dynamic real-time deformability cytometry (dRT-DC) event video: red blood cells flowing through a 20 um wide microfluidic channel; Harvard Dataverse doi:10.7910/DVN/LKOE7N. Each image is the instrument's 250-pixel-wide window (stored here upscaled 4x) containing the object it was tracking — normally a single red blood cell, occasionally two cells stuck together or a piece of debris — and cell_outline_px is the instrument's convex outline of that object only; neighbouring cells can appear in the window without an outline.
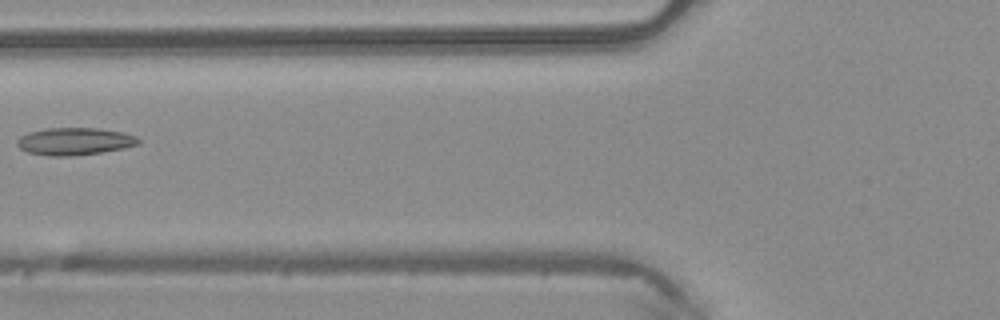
{"species": "common noctule bat (a hibernating species)", "species_latin": "Nyctalus noctula", "temperature_condition": "warm", "stored_images_in_passage": 4, "camera_frame_rate_fps": 3000, "um_per_image_px": 0.085, "animal": {"sex": "male", "body_mass_g": 20.4}, "frame": {"image": 1, "passage_image": 4, "time_ms": 1.0, "image_size_px": [1000, 320], "cell_outline_px": [[140, 144], [100, 152], [72, 156], [48, 156], [28, 152], [20, 148], [16, 144], [16, 140], [20, 136], [28, 132], [48, 128], [100, 128], [124, 132], [136, 136], [140, 140]], "centroid_in_image_um": [6.32, 12.0], "position_along_channel_um": 119.5, "area_um2": 19.36}}